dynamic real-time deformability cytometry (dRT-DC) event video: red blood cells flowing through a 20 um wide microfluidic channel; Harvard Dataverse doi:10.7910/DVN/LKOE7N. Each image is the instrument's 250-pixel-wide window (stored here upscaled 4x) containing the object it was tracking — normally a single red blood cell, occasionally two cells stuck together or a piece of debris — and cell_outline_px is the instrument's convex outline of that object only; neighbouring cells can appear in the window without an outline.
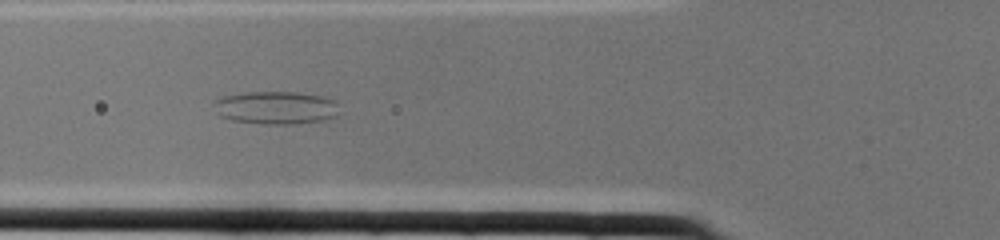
{"species": "common noctule bat (a hibernating species)", "species_latin": "Nyctalus noctula", "temperature_condition": "cold", "stored_images_in_passage": 3, "camera_frame_rate_fps": 3000, "um_per_image_px": 0.085, "animal": {"sex": "female", "body_mass_g": 22.0, "forearm_length_mm": 56.7}, "frame": {"image": 1, "passage_image": 3, "time_ms": 0.667, "image_size_px": [1000, 240], "cell_outline_px": [[336, 116], [324, 120], [296, 124], [264, 124], [232, 120], [220, 116], [212, 100], [220, 96], [248, 92], [296, 92], [320, 96], [336, 100]], "centroid_in_image_um": [23.41, 9.15], "position_along_channel_um": 102.4, "area_um2": 24.04}}